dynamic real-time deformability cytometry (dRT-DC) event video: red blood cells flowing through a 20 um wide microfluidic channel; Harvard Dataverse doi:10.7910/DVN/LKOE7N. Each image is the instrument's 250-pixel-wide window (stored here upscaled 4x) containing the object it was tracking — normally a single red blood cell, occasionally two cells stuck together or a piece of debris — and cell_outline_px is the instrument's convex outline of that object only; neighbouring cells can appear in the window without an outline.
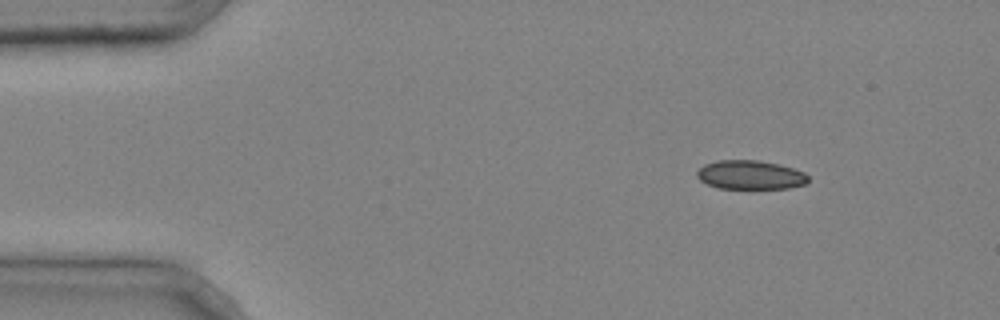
{"species": "common noctule bat (a hibernating species)", "species_latin": "Nyctalus noctula", "temperature_condition": "cold", "stored_images_in_passage": 3, "camera_frame_rate_fps": 3000, "um_per_image_px": 0.085, "animal": {"sex": "male", "body_mass_g": 20.4}, "frame": {"image": 1, "passage_image": 1, "time_ms": 0.0, "image_size_px": [1000, 320], "cell_outline_px": [[808, 180], [804, 184], [788, 188], [716, 188], [700, 180], [696, 176], [696, 172], [704, 164], [716, 160], [760, 160], [780, 164], [804, 172], [808, 176]], "centroid_in_image_um": [63.75, 14.85], "position_along_channel_um": 21.2, "area_um2": 18.79}}
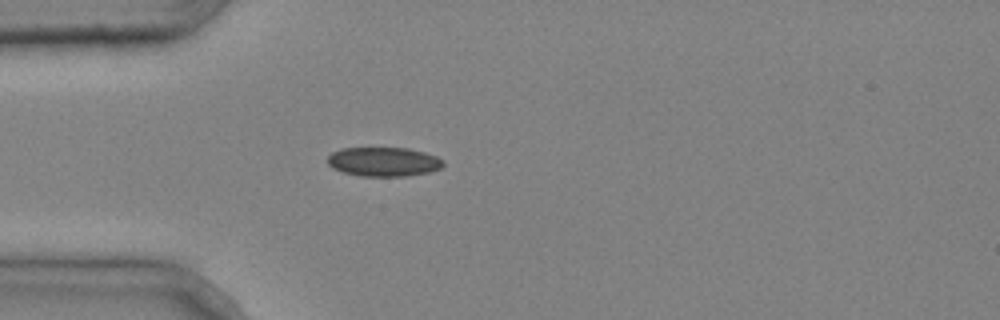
{"frame": {"image": 2, "passage_image": 3, "time_ms": 0.667, "image_size_px": [1000, 320], "cell_outline_px": [[444, 164], [440, 168], [428, 172], [404, 176], [360, 176], [344, 172], [332, 168], [328, 164], [328, 156], [332, 152], [340, 148], [408, 148], [424, 152], [436, 156], [444, 160]], "centroid_in_image_um": [32.59, 13.74], "position_along_channel_um": 52.4, "area_um2": 19.65}}